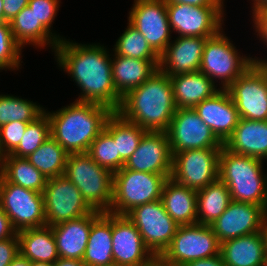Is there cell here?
<instances>
[{
  "label": "cell",
  "instance_id": "46",
  "mask_svg": "<svg viewBox=\"0 0 267 266\" xmlns=\"http://www.w3.org/2000/svg\"><path fill=\"white\" fill-rule=\"evenodd\" d=\"M183 266H226L222 260L221 255H216L210 258L190 261Z\"/></svg>",
  "mask_w": 267,
  "mask_h": 266
},
{
  "label": "cell",
  "instance_id": "14",
  "mask_svg": "<svg viewBox=\"0 0 267 266\" xmlns=\"http://www.w3.org/2000/svg\"><path fill=\"white\" fill-rule=\"evenodd\" d=\"M171 30L178 36L209 38L223 27L224 6H192L166 2Z\"/></svg>",
  "mask_w": 267,
  "mask_h": 266
},
{
  "label": "cell",
  "instance_id": "17",
  "mask_svg": "<svg viewBox=\"0 0 267 266\" xmlns=\"http://www.w3.org/2000/svg\"><path fill=\"white\" fill-rule=\"evenodd\" d=\"M112 254L115 264L152 266L156 259L145 247L141 234L125 216L112 213Z\"/></svg>",
  "mask_w": 267,
  "mask_h": 266
},
{
  "label": "cell",
  "instance_id": "51",
  "mask_svg": "<svg viewBox=\"0 0 267 266\" xmlns=\"http://www.w3.org/2000/svg\"><path fill=\"white\" fill-rule=\"evenodd\" d=\"M252 11L263 9L267 7V0H252Z\"/></svg>",
  "mask_w": 267,
  "mask_h": 266
},
{
  "label": "cell",
  "instance_id": "30",
  "mask_svg": "<svg viewBox=\"0 0 267 266\" xmlns=\"http://www.w3.org/2000/svg\"><path fill=\"white\" fill-rule=\"evenodd\" d=\"M10 23L16 42L23 48L34 45L43 48L48 45L54 51L59 41L38 20L29 6L24 7Z\"/></svg>",
  "mask_w": 267,
  "mask_h": 266
},
{
  "label": "cell",
  "instance_id": "38",
  "mask_svg": "<svg viewBox=\"0 0 267 266\" xmlns=\"http://www.w3.org/2000/svg\"><path fill=\"white\" fill-rule=\"evenodd\" d=\"M50 136V121L47 113L44 112L35 121L28 123L22 140L10 154L12 156L26 158Z\"/></svg>",
  "mask_w": 267,
  "mask_h": 266
},
{
  "label": "cell",
  "instance_id": "21",
  "mask_svg": "<svg viewBox=\"0 0 267 266\" xmlns=\"http://www.w3.org/2000/svg\"><path fill=\"white\" fill-rule=\"evenodd\" d=\"M193 109L223 144L232 135L240 119L237 107L226 89H220Z\"/></svg>",
  "mask_w": 267,
  "mask_h": 266
},
{
  "label": "cell",
  "instance_id": "10",
  "mask_svg": "<svg viewBox=\"0 0 267 266\" xmlns=\"http://www.w3.org/2000/svg\"><path fill=\"white\" fill-rule=\"evenodd\" d=\"M0 205L16 231L46 226L43 193L7 182L1 175Z\"/></svg>",
  "mask_w": 267,
  "mask_h": 266
},
{
  "label": "cell",
  "instance_id": "57",
  "mask_svg": "<svg viewBox=\"0 0 267 266\" xmlns=\"http://www.w3.org/2000/svg\"><path fill=\"white\" fill-rule=\"evenodd\" d=\"M263 266H267V251L265 253V259H264V265Z\"/></svg>",
  "mask_w": 267,
  "mask_h": 266
},
{
  "label": "cell",
  "instance_id": "13",
  "mask_svg": "<svg viewBox=\"0 0 267 266\" xmlns=\"http://www.w3.org/2000/svg\"><path fill=\"white\" fill-rule=\"evenodd\" d=\"M46 226L77 219L94 210L64 175L49 178L43 191Z\"/></svg>",
  "mask_w": 267,
  "mask_h": 266
},
{
  "label": "cell",
  "instance_id": "31",
  "mask_svg": "<svg viewBox=\"0 0 267 266\" xmlns=\"http://www.w3.org/2000/svg\"><path fill=\"white\" fill-rule=\"evenodd\" d=\"M230 191L219 179L197 191V223L212 225L227 209Z\"/></svg>",
  "mask_w": 267,
  "mask_h": 266
},
{
  "label": "cell",
  "instance_id": "41",
  "mask_svg": "<svg viewBox=\"0 0 267 266\" xmlns=\"http://www.w3.org/2000/svg\"><path fill=\"white\" fill-rule=\"evenodd\" d=\"M28 123L12 121L0 127V145L5 155L10 154L20 143Z\"/></svg>",
  "mask_w": 267,
  "mask_h": 266
},
{
  "label": "cell",
  "instance_id": "11",
  "mask_svg": "<svg viewBox=\"0 0 267 266\" xmlns=\"http://www.w3.org/2000/svg\"><path fill=\"white\" fill-rule=\"evenodd\" d=\"M226 90L240 118L267 120V64L254 63Z\"/></svg>",
  "mask_w": 267,
  "mask_h": 266
},
{
  "label": "cell",
  "instance_id": "49",
  "mask_svg": "<svg viewBox=\"0 0 267 266\" xmlns=\"http://www.w3.org/2000/svg\"><path fill=\"white\" fill-rule=\"evenodd\" d=\"M9 266H31V261L19 252Z\"/></svg>",
  "mask_w": 267,
  "mask_h": 266
},
{
  "label": "cell",
  "instance_id": "40",
  "mask_svg": "<svg viewBox=\"0 0 267 266\" xmlns=\"http://www.w3.org/2000/svg\"><path fill=\"white\" fill-rule=\"evenodd\" d=\"M60 0H29L28 6L34 11L37 20L51 33L54 37L61 42L65 37L57 35L55 32L51 31L52 22L57 16L59 10ZM53 32V33H52Z\"/></svg>",
  "mask_w": 267,
  "mask_h": 266
},
{
  "label": "cell",
  "instance_id": "8",
  "mask_svg": "<svg viewBox=\"0 0 267 266\" xmlns=\"http://www.w3.org/2000/svg\"><path fill=\"white\" fill-rule=\"evenodd\" d=\"M220 254V242L210 225H180L170 245L158 258L170 266L210 258Z\"/></svg>",
  "mask_w": 267,
  "mask_h": 266
},
{
  "label": "cell",
  "instance_id": "3",
  "mask_svg": "<svg viewBox=\"0 0 267 266\" xmlns=\"http://www.w3.org/2000/svg\"><path fill=\"white\" fill-rule=\"evenodd\" d=\"M45 112L50 121L51 136L72 154L88 152L113 111L104 105L75 100L55 112Z\"/></svg>",
  "mask_w": 267,
  "mask_h": 266
},
{
  "label": "cell",
  "instance_id": "54",
  "mask_svg": "<svg viewBox=\"0 0 267 266\" xmlns=\"http://www.w3.org/2000/svg\"><path fill=\"white\" fill-rule=\"evenodd\" d=\"M152 266H170V265H167L163 263L161 260H159L158 258H156L154 262L152 263Z\"/></svg>",
  "mask_w": 267,
  "mask_h": 266
},
{
  "label": "cell",
  "instance_id": "20",
  "mask_svg": "<svg viewBox=\"0 0 267 266\" xmlns=\"http://www.w3.org/2000/svg\"><path fill=\"white\" fill-rule=\"evenodd\" d=\"M207 39L176 37L159 55L158 69L169 76L199 71Z\"/></svg>",
  "mask_w": 267,
  "mask_h": 266
},
{
  "label": "cell",
  "instance_id": "45",
  "mask_svg": "<svg viewBox=\"0 0 267 266\" xmlns=\"http://www.w3.org/2000/svg\"><path fill=\"white\" fill-rule=\"evenodd\" d=\"M17 231L12 227L9 217L0 205V240L13 237Z\"/></svg>",
  "mask_w": 267,
  "mask_h": 266
},
{
  "label": "cell",
  "instance_id": "18",
  "mask_svg": "<svg viewBox=\"0 0 267 266\" xmlns=\"http://www.w3.org/2000/svg\"><path fill=\"white\" fill-rule=\"evenodd\" d=\"M172 159L167 133L146 131L124 168L147 173L171 174Z\"/></svg>",
  "mask_w": 267,
  "mask_h": 266
},
{
  "label": "cell",
  "instance_id": "16",
  "mask_svg": "<svg viewBox=\"0 0 267 266\" xmlns=\"http://www.w3.org/2000/svg\"><path fill=\"white\" fill-rule=\"evenodd\" d=\"M128 22L147 40L151 48L160 55L171 42L165 0H134Z\"/></svg>",
  "mask_w": 267,
  "mask_h": 266
},
{
  "label": "cell",
  "instance_id": "12",
  "mask_svg": "<svg viewBox=\"0 0 267 266\" xmlns=\"http://www.w3.org/2000/svg\"><path fill=\"white\" fill-rule=\"evenodd\" d=\"M221 148L189 149L173 154L170 178L195 191L218 180Z\"/></svg>",
  "mask_w": 267,
  "mask_h": 266
},
{
  "label": "cell",
  "instance_id": "1",
  "mask_svg": "<svg viewBox=\"0 0 267 266\" xmlns=\"http://www.w3.org/2000/svg\"><path fill=\"white\" fill-rule=\"evenodd\" d=\"M57 65L71 76L81 94L76 101L107 106L116 112L122 97L112 77V54L100 43L82 44L67 39L56 46Z\"/></svg>",
  "mask_w": 267,
  "mask_h": 266
},
{
  "label": "cell",
  "instance_id": "36",
  "mask_svg": "<svg viewBox=\"0 0 267 266\" xmlns=\"http://www.w3.org/2000/svg\"><path fill=\"white\" fill-rule=\"evenodd\" d=\"M124 32L113 46L114 53L143 60H159V55L151 48L143 35L129 22Z\"/></svg>",
  "mask_w": 267,
  "mask_h": 266
},
{
  "label": "cell",
  "instance_id": "42",
  "mask_svg": "<svg viewBox=\"0 0 267 266\" xmlns=\"http://www.w3.org/2000/svg\"><path fill=\"white\" fill-rule=\"evenodd\" d=\"M19 254V238L17 233L4 240H0V266H9Z\"/></svg>",
  "mask_w": 267,
  "mask_h": 266
},
{
  "label": "cell",
  "instance_id": "2",
  "mask_svg": "<svg viewBox=\"0 0 267 266\" xmlns=\"http://www.w3.org/2000/svg\"><path fill=\"white\" fill-rule=\"evenodd\" d=\"M176 110L170 76L157 69L122 97L116 112L146 131L166 132Z\"/></svg>",
  "mask_w": 267,
  "mask_h": 266
},
{
  "label": "cell",
  "instance_id": "39",
  "mask_svg": "<svg viewBox=\"0 0 267 266\" xmlns=\"http://www.w3.org/2000/svg\"><path fill=\"white\" fill-rule=\"evenodd\" d=\"M22 49L13 37L10 23L0 22V70L19 69Z\"/></svg>",
  "mask_w": 267,
  "mask_h": 266
},
{
  "label": "cell",
  "instance_id": "48",
  "mask_svg": "<svg viewBox=\"0 0 267 266\" xmlns=\"http://www.w3.org/2000/svg\"><path fill=\"white\" fill-rule=\"evenodd\" d=\"M53 266H86L82 260L59 258Z\"/></svg>",
  "mask_w": 267,
  "mask_h": 266
},
{
  "label": "cell",
  "instance_id": "47",
  "mask_svg": "<svg viewBox=\"0 0 267 266\" xmlns=\"http://www.w3.org/2000/svg\"><path fill=\"white\" fill-rule=\"evenodd\" d=\"M165 2L192 6H224V0H165Z\"/></svg>",
  "mask_w": 267,
  "mask_h": 266
},
{
  "label": "cell",
  "instance_id": "43",
  "mask_svg": "<svg viewBox=\"0 0 267 266\" xmlns=\"http://www.w3.org/2000/svg\"><path fill=\"white\" fill-rule=\"evenodd\" d=\"M252 21L254 23L255 31L260 40L266 44L267 47V7L252 11Z\"/></svg>",
  "mask_w": 267,
  "mask_h": 266
},
{
  "label": "cell",
  "instance_id": "24",
  "mask_svg": "<svg viewBox=\"0 0 267 266\" xmlns=\"http://www.w3.org/2000/svg\"><path fill=\"white\" fill-rule=\"evenodd\" d=\"M82 262L86 266H107L114 263L112 213L97 211L92 216V226Z\"/></svg>",
  "mask_w": 267,
  "mask_h": 266
},
{
  "label": "cell",
  "instance_id": "35",
  "mask_svg": "<svg viewBox=\"0 0 267 266\" xmlns=\"http://www.w3.org/2000/svg\"><path fill=\"white\" fill-rule=\"evenodd\" d=\"M28 99L17 96L0 95V127L12 121L31 123L40 117L45 109Z\"/></svg>",
  "mask_w": 267,
  "mask_h": 266
},
{
  "label": "cell",
  "instance_id": "7",
  "mask_svg": "<svg viewBox=\"0 0 267 266\" xmlns=\"http://www.w3.org/2000/svg\"><path fill=\"white\" fill-rule=\"evenodd\" d=\"M223 28L206 40L199 71L204 73L215 84L221 80L220 89H227L251 65L254 59L242 56L230 39L223 34ZM216 81V82H215Z\"/></svg>",
  "mask_w": 267,
  "mask_h": 266
},
{
  "label": "cell",
  "instance_id": "19",
  "mask_svg": "<svg viewBox=\"0 0 267 266\" xmlns=\"http://www.w3.org/2000/svg\"><path fill=\"white\" fill-rule=\"evenodd\" d=\"M267 210L257 204L231 201L224 213L210 225L220 243L260 232Z\"/></svg>",
  "mask_w": 267,
  "mask_h": 266
},
{
  "label": "cell",
  "instance_id": "58",
  "mask_svg": "<svg viewBox=\"0 0 267 266\" xmlns=\"http://www.w3.org/2000/svg\"><path fill=\"white\" fill-rule=\"evenodd\" d=\"M107 266H122V265L113 263V264H110V265H107Z\"/></svg>",
  "mask_w": 267,
  "mask_h": 266
},
{
  "label": "cell",
  "instance_id": "26",
  "mask_svg": "<svg viewBox=\"0 0 267 266\" xmlns=\"http://www.w3.org/2000/svg\"><path fill=\"white\" fill-rule=\"evenodd\" d=\"M175 105L178 108H194L204 99L212 97L217 84L201 71L170 76Z\"/></svg>",
  "mask_w": 267,
  "mask_h": 266
},
{
  "label": "cell",
  "instance_id": "53",
  "mask_svg": "<svg viewBox=\"0 0 267 266\" xmlns=\"http://www.w3.org/2000/svg\"><path fill=\"white\" fill-rule=\"evenodd\" d=\"M5 157H6V155L3 152L2 148H1V145H0V171H1V168H2L3 161H4Z\"/></svg>",
  "mask_w": 267,
  "mask_h": 266
},
{
  "label": "cell",
  "instance_id": "9",
  "mask_svg": "<svg viewBox=\"0 0 267 266\" xmlns=\"http://www.w3.org/2000/svg\"><path fill=\"white\" fill-rule=\"evenodd\" d=\"M125 216L138 229L145 247L155 258L167 249L179 227L164 209L161 199L137 206Z\"/></svg>",
  "mask_w": 267,
  "mask_h": 266
},
{
  "label": "cell",
  "instance_id": "28",
  "mask_svg": "<svg viewBox=\"0 0 267 266\" xmlns=\"http://www.w3.org/2000/svg\"><path fill=\"white\" fill-rule=\"evenodd\" d=\"M161 201L179 226L197 223V191L168 178L162 188Z\"/></svg>",
  "mask_w": 267,
  "mask_h": 266
},
{
  "label": "cell",
  "instance_id": "33",
  "mask_svg": "<svg viewBox=\"0 0 267 266\" xmlns=\"http://www.w3.org/2000/svg\"><path fill=\"white\" fill-rule=\"evenodd\" d=\"M104 129L113 137L117 154L126 163L129 157L136 151L138 144L146 132L139 125L122 118L117 112L107 118Z\"/></svg>",
  "mask_w": 267,
  "mask_h": 266
},
{
  "label": "cell",
  "instance_id": "25",
  "mask_svg": "<svg viewBox=\"0 0 267 266\" xmlns=\"http://www.w3.org/2000/svg\"><path fill=\"white\" fill-rule=\"evenodd\" d=\"M159 60H143L113 54L112 77L116 92L123 97L148 80L158 69Z\"/></svg>",
  "mask_w": 267,
  "mask_h": 266
},
{
  "label": "cell",
  "instance_id": "34",
  "mask_svg": "<svg viewBox=\"0 0 267 266\" xmlns=\"http://www.w3.org/2000/svg\"><path fill=\"white\" fill-rule=\"evenodd\" d=\"M68 155L63 147L50 136L26 159L49 179L64 175Z\"/></svg>",
  "mask_w": 267,
  "mask_h": 266
},
{
  "label": "cell",
  "instance_id": "23",
  "mask_svg": "<svg viewBox=\"0 0 267 266\" xmlns=\"http://www.w3.org/2000/svg\"><path fill=\"white\" fill-rule=\"evenodd\" d=\"M223 146L233 153L267 160V120L240 118Z\"/></svg>",
  "mask_w": 267,
  "mask_h": 266
},
{
  "label": "cell",
  "instance_id": "52",
  "mask_svg": "<svg viewBox=\"0 0 267 266\" xmlns=\"http://www.w3.org/2000/svg\"><path fill=\"white\" fill-rule=\"evenodd\" d=\"M31 266H53V264L48 262H31Z\"/></svg>",
  "mask_w": 267,
  "mask_h": 266
},
{
  "label": "cell",
  "instance_id": "44",
  "mask_svg": "<svg viewBox=\"0 0 267 266\" xmlns=\"http://www.w3.org/2000/svg\"><path fill=\"white\" fill-rule=\"evenodd\" d=\"M28 3L29 0H3L4 22H11Z\"/></svg>",
  "mask_w": 267,
  "mask_h": 266
},
{
  "label": "cell",
  "instance_id": "56",
  "mask_svg": "<svg viewBox=\"0 0 267 266\" xmlns=\"http://www.w3.org/2000/svg\"><path fill=\"white\" fill-rule=\"evenodd\" d=\"M254 62L255 63H259V64H267V59L263 60V59H259L257 57H254Z\"/></svg>",
  "mask_w": 267,
  "mask_h": 266
},
{
  "label": "cell",
  "instance_id": "27",
  "mask_svg": "<svg viewBox=\"0 0 267 266\" xmlns=\"http://www.w3.org/2000/svg\"><path fill=\"white\" fill-rule=\"evenodd\" d=\"M265 253L261 232L220 243V255L226 266H263Z\"/></svg>",
  "mask_w": 267,
  "mask_h": 266
},
{
  "label": "cell",
  "instance_id": "4",
  "mask_svg": "<svg viewBox=\"0 0 267 266\" xmlns=\"http://www.w3.org/2000/svg\"><path fill=\"white\" fill-rule=\"evenodd\" d=\"M263 162L221 148L218 179L227 185L233 201L261 205L267 210V174Z\"/></svg>",
  "mask_w": 267,
  "mask_h": 266
},
{
  "label": "cell",
  "instance_id": "5",
  "mask_svg": "<svg viewBox=\"0 0 267 266\" xmlns=\"http://www.w3.org/2000/svg\"><path fill=\"white\" fill-rule=\"evenodd\" d=\"M64 176L79 189L93 210H110L113 200V173L98 165L87 152L68 155Z\"/></svg>",
  "mask_w": 267,
  "mask_h": 266
},
{
  "label": "cell",
  "instance_id": "55",
  "mask_svg": "<svg viewBox=\"0 0 267 266\" xmlns=\"http://www.w3.org/2000/svg\"><path fill=\"white\" fill-rule=\"evenodd\" d=\"M0 22H4L3 0H0Z\"/></svg>",
  "mask_w": 267,
  "mask_h": 266
},
{
  "label": "cell",
  "instance_id": "32",
  "mask_svg": "<svg viewBox=\"0 0 267 266\" xmlns=\"http://www.w3.org/2000/svg\"><path fill=\"white\" fill-rule=\"evenodd\" d=\"M0 175L7 181L23 188L43 193L48 178L26 158L6 155Z\"/></svg>",
  "mask_w": 267,
  "mask_h": 266
},
{
  "label": "cell",
  "instance_id": "22",
  "mask_svg": "<svg viewBox=\"0 0 267 266\" xmlns=\"http://www.w3.org/2000/svg\"><path fill=\"white\" fill-rule=\"evenodd\" d=\"M97 211L77 219L50 226L60 258L82 260L88 244L92 216Z\"/></svg>",
  "mask_w": 267,
  "mask_h": 266
},
{
  "label": "cell",
  "instance_id": "15",
  "mask_svg": "<svg viewBox=\"0 0 267 266\" xmlns=\"http://www.w3.org/2000/svg\"><path fill=\"white\" fill-rule=\"evenodd\" d=\"M166 133L172 155L189 149L223 147L193 108H178Z\"/></svg>",
  "mask_w": 267,
  "mask_h": 266
},
{
  "label": "cell",
  "instance_id": "37",
  "mask_svg": "<svg viewBox=\"0 0 267 266\" xmlns=\"http://www.w3.org/2000/svg\"><path fill=\"white\" fill-rule=\"evenodd\" d=\"M87 153L98 165L113 174L125 165L120 155L117 154V147L113 137L105 129L91 143Z\"/></svg>",
  "mask_w": 267,
  "mask_h": 266
},
{
  "label": "cell",
  "instance_id": "29",
  "mask_svg": "<svg viewBox=\"0 0 267 266\" xmlns=\"http://www.w3.org/2000/svg\"><path fill=\"white\" fill-rule=\"evenodd\" d=\"M19 252L31 262L55 263L60 257L50 226L17 231Z\"/></svg>",
  "mask_w": 267,
  "mask_h": 266
},
{
  "label": "cell",
  "instance_id": "50",
  "mask_svg": "<svg viewBox=\"0 0 267 266\" xmlns=\"http://www.w3.org/2000/svg\"><path fill=\"white\" fill-rule=\"evenodd\" d=\"M260 232L263 236L264 246H265V249L267 251V212L263 218Z\"/></svg>",
  "mask_w": 267,
  "mask_h": 266
},
{
  "label": "cell",
  "instance_id": "6",
  "mask_svg": "<svg viewBox=\"0 0 267 266\" xmlns=\"http://www.w3.org/2000/svg\"><path fill=\"white\" fill-rule=\"evenodd\" d=\"M170 176L121 168L113 174V200L108 212L126 215L137 206L161 199L164 182Z\"/></svg>",
  "mask_w": 267,
  "mask_h": 266
}]
</instances>
